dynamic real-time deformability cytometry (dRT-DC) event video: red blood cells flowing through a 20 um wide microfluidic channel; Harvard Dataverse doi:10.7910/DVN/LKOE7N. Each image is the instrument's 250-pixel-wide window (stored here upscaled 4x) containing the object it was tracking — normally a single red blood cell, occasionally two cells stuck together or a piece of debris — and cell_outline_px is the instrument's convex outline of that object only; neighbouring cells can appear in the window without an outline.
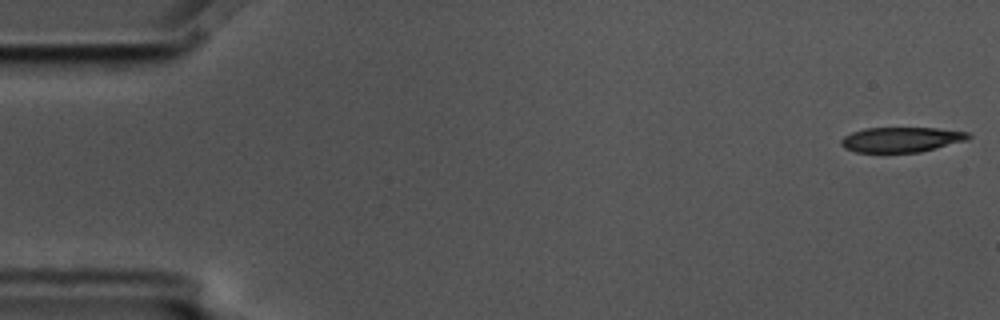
{"species": "common noctule bat (a hibernating species)", "species_latin": "Nyctalus noctula", "temperature_condition": "cold", "stored_images_in_passage": 5, "camera_frame_rate_fps": 3000, "um_per_image_px": 0.085, "animal": {"sex": "male", "body_mass_g": 17.5, "forearm_length_mm": 52.3}, "frame": {"image": 1, "passage_image": 1, "time_ms": 0.0, "image_size_px": [1000, 320], "cell_outline_px": [[972, 136], [968, 140], [920, 152], [856, 152], [844, 148], [840, 144], [840, 140], [844, 136], [852, 132], [864, 128], [936, 128], [968, 132]], "centroid_in_image_um": [76.61, 11.86], "position_along_channel_um": 8.4, "area_um2": 18.61}}